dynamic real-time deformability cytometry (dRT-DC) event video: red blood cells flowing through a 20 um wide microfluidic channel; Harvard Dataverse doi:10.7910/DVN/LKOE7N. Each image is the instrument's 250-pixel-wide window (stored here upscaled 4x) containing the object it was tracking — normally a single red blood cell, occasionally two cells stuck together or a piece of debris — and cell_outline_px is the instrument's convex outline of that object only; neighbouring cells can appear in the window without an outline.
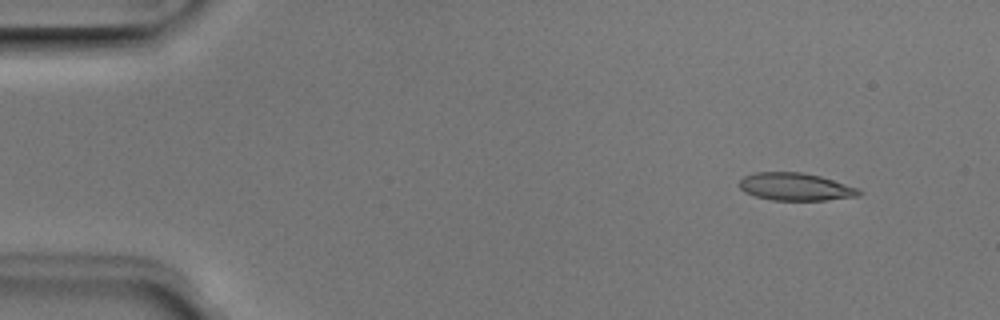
{"species": "Egyptian fruit bat (a non-hibernating species)", "species_latin": "Rousettus aegyptiacus", "temperature_condition": "room temperature", "stored_images_in_passage": 5, "camera_frame_rate_fps": 3000, "um_per_image_px": 0.085, "animal": {"sex": "male"}, "frame": {"image": 1, "passage_image": 2, "time_ms": 0.333, "image_size_px": [1000, 320], "cell_outline_px": [[864, 192], [860, 196], [824, 200], [772, 200], [756, 196], [744, 192], [740, 188], [740, 180], [744, 176], [756, 172], [800, 172], [820, 176], [860, 188]], "centroid_in_image_um": [67.66, 15.88], "position_along_channel_um": 17.3, "area_um2": 19.31}}
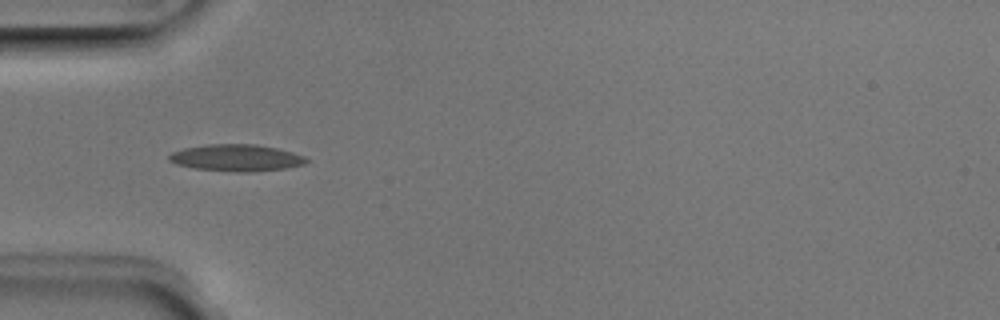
{"frame": {"image": 2, "passage_image": 5, "time_ms": 1.333, "image_size_px": [1000, 320], "cell_outline_px": [[308, 160], [304, 164], [284, 168], [248, 172], [236, 172], [196, 168], [176, 164], [168, 160], [168, 156], [172, 152], [184, 148], [208, 144], [256, 144], [276, 148], [292, 152], [304, 156]], "centroid_in_image_um": [20.07, 13.41], "position_along_channel_um": 64.9, "area_um2": 21.21}}